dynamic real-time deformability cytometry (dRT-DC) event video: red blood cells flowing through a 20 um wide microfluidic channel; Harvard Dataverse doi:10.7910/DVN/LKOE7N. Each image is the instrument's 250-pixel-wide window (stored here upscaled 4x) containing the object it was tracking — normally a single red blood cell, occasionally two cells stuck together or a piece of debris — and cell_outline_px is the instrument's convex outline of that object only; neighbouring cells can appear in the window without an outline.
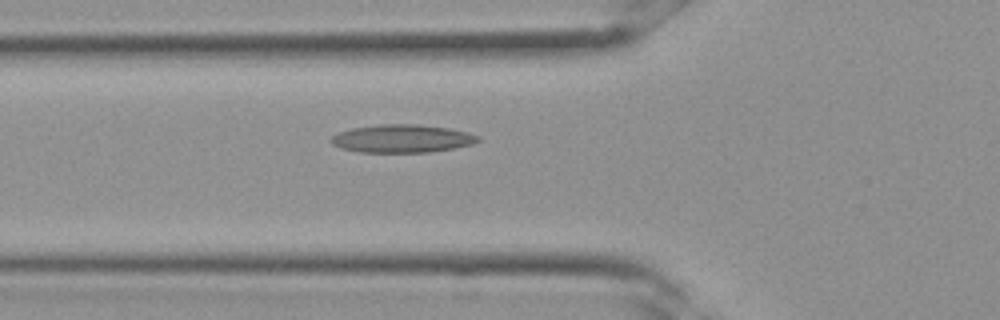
{"species": "Egyptian fruit bat (a non-hibernating species)", "species_latin": "Rousettus aegyptiacus", "temperature_condition": "room temperature", "stored_images_in_passage": 33, "camera_frame_rate_fps": 3000, "um_per_image_px": 0.085, "frame": {"image": 1, "passage_image": 12, "time_ms": 3.667, "image_size_px": [1000, 320], "cell_outline_px": [[480, 140], [472, 144], [456, 148], [428, 152], [360, 152], [340, 148], [332, 144], [328, 140], [332, 136], [340, 132], [352, 128], [380, 124], [416, 124], [448, 128], [468, 132], [480, 136]], "centroid_in_image_um": [34.18, 11.78], "position_along_channel_um": 91.6, "area_um2": 24.04}}
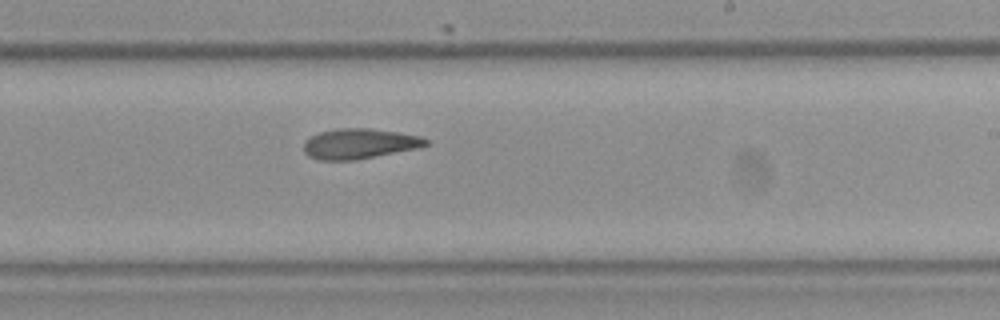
{"frame": {"image": 2, "passage_image": 20, "time_ms": 6.333, "image_size_px": [1000, 320], "cell_outline_px": [[428, 144], [416, 148], [352, 160], [320, 160], [308, 156], [304, 152], [304, 140], [320, 132], [336, 128], [368, 128], [396, 132], [420, 136], [428, 140]], "centroid_in_image_um": [30.49, 12.2], "position_along_channel_um": 258.5, "area_um2": 21.15}}
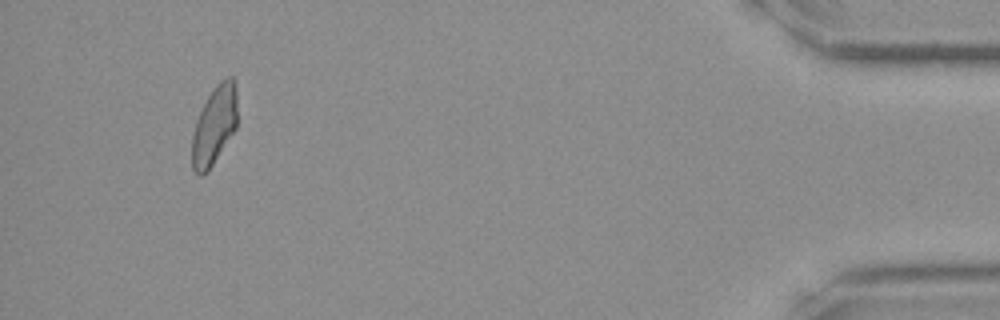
{"frame": {"image": 3, "passage_image": 31, "time_ms": 10.0, "image_size_px": [1000, 320], "cell_outline_px": [[236, 128], [208, 172], [204, 176], [196, 176], [192, 168], [192, 136], [196, 120], [208, 96], [216, 84], [220, 80], [228, 76], [232, 76], [236, 88]], "centroid_in_image_um": [18.2, 10.7], "position_along_channel_um": 417.0, "area_um2": 20.81}}